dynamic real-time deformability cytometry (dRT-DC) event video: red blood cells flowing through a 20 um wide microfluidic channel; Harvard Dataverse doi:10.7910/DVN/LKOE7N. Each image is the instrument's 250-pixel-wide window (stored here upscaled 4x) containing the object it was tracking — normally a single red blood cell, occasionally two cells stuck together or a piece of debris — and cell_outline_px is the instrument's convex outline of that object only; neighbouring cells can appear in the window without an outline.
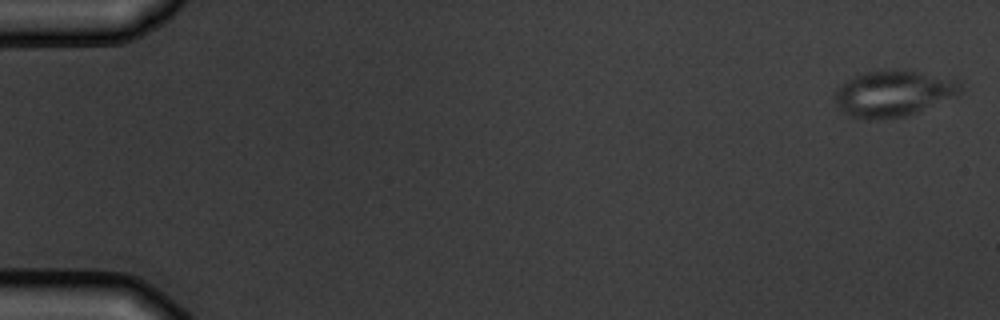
{"species": "common noctule bat (a hibernating species)", "species_latin": "Nyctalus noctula", "temperature_condition": "warm", "stored_images_in_passage": 8, "camera_frame_rate_fps": 3000, "um_per_image_px": 0.085, "animal": {"sex": "male", "body_mass_g": 19.5, "forearm_length_mm": 54.6}, "frame": {"image": 1, "passage_image": 1, "time_ms": 0.0, "image_size_px": [1000, 320], "cell_outline_px": [[960, 92], [956, 96], [904, 116], [876, 120], [868, 120], [852, 116], [844, 112], [836, 104], [832, 96], [848, 80], [856, 76], [868, 72], [884, 68], [904, 68], [960, 80]], "centroid_in_image_um": [75.94, 7.91], "position_along_channel_um": 9.1, "area_um2": 33.76}}